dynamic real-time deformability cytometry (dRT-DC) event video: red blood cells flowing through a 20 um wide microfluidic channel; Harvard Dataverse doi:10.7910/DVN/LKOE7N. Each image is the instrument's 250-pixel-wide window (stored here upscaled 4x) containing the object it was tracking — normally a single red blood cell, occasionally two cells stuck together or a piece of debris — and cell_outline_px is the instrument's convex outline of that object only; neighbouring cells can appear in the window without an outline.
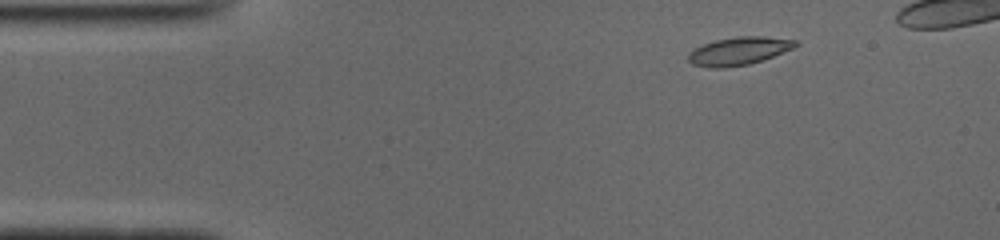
{"species": "common noctule bat (a hibernating species)", "species_latin": "Nyctalus noctula", "temperature_condition": "cold", "stored_images_in_passage": 44, "camera_frame_rate_fps": 3000, "um_per_image_px": 0.085, "animal": {"sex": "male", "body_mass_g": 19.0, "forearm_length_mm": 50.8}, "frame": {"image": 1, "passage_image": 5, "time_ms": 1.333, "image_size_px": [1000, 240], "cell_outline_px": [[800, 44], [792, 48], [772, 56], [748, 64], [724, 68], [708, 68], [692, 64], [688, 60], [688, 52], [704, 44], [716, 40], [736, 36], [764, 36], [796, 40]], "centroid_in_image_um": [62.77, 4.33], "position_along_channel_um": 22.2, "area_um2": 17.34}}
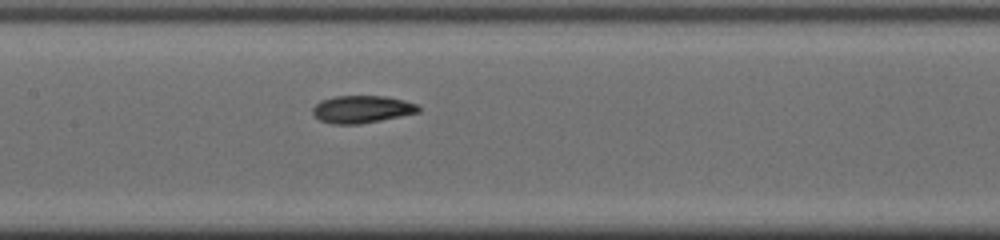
{"frame": {"image": 2, "passage_image": 22, "time_ms": 7.0, "image_size_px": [1000, 240], "cell_outline_px": [[420, 112], [360, 124], [332, 124], [320, 120], [312, 112], [312, 108], [320, 100], [332, 96], [388, 96], [404, 100], [416, 104], [420, 108]], "centroid_in_image_um": [30.74, 9.28], "position_along_channel_um": 176.7, "area_um2": 16.94}}
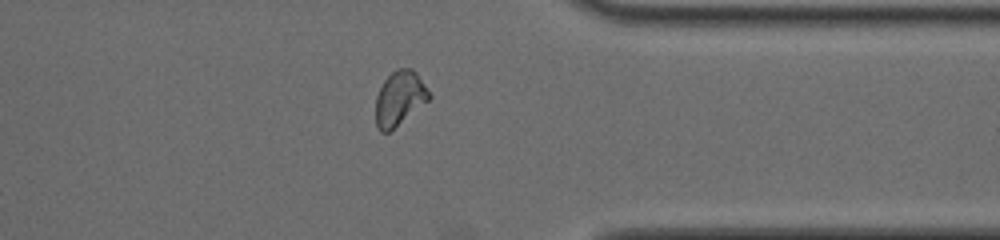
{"frame": {"image": 3, "passage_image": 38, "time_ms": 12.333, "image_size_px": [1000, 240], "cell_outline_px": [[432, 96], [428, 100], [388, 132], [380, 132], [376, 124], [376, 96], [384, 80], [396, 68], [412, 68], [416, 72]], "centroid_in_image_um": [33.95, 8.33], "position_along_channel_um": 377.5, "area_um2": 16.59}, "authors_computed_cell_mechanics": {"area_um2": 16.7909, "velocity_mm_per_s": 3.9234, "shape_relaxation_time_tau1_ms": 5.9178, "shape_relaxation_time_tau2_ms": 2.2912, "deformation_change_tau1": 0.1676, "deformation_change_tau2": 0.0653}}